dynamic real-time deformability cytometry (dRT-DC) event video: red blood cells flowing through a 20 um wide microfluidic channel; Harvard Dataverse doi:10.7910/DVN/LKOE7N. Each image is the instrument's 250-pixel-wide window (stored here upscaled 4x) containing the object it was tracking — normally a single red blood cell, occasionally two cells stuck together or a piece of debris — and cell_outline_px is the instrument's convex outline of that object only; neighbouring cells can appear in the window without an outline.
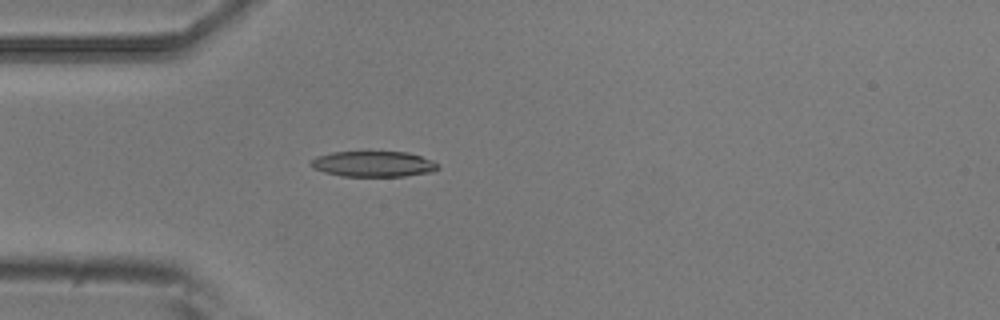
{"species": "common noctule bat (a hibernating species)", "species_latin": "Nyctalus noctula", "temperature_condition": "room temperature", "stored_images_in_passage": 6, "camera_frame_rate_fps": 3000, "um_per_image_px": 0.085, "animal": {"sex": "male", "body_mass_g": 20.5, "forearm_length_mm": 52.5}, "frame": {"image": 1, "passage_image": 6, "time_ms": 1.667, "image_size_px": [1000, 320], "cell_outline_px": [[440, 168], [432, 172], [404, 176], [340, 176], [324, 172], [312, 168], [308, 164], [316, 156], [332, 152], [408, 152], [432, 160], [440, 164]], "centroid_in_image_um": [31.73, 13.94], "position_along_channel_um": 53.3, "area_um2": 19.13}}